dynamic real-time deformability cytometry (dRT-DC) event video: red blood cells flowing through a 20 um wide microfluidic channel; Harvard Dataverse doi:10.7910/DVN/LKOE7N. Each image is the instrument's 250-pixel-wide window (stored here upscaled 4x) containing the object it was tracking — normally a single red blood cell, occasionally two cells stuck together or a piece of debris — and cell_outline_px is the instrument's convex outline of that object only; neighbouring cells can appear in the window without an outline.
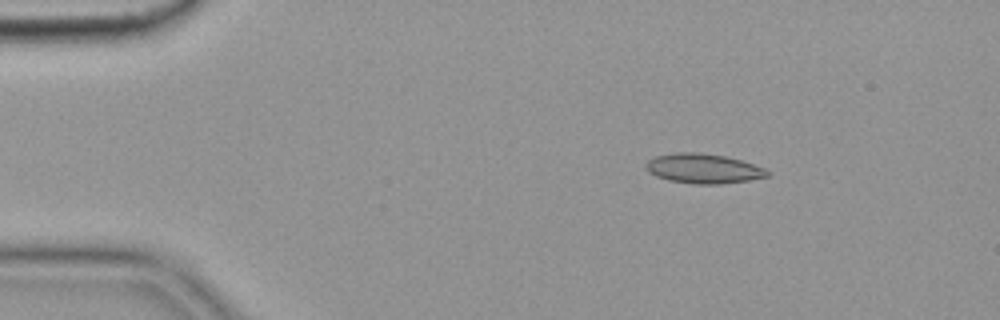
{"species": "common noctule bat (a hibernating species)", "species_latin": "Nyctalus noctula", "temperature_condition": "cold", "stored_images_in_passage": 54, "camera_frame_rate_fps": 3000, "um_per_image_px": 0.085, "animal": {"sex": "female", "body_mass_g": 19.9}, "frame": {"image": 1, "passage_image": 7, "time_ms": 2.0, "image_size_px": [1000, 320], "cell_outline_px": [[768, 176], [748, 180], [720, 184], [696, 184], [668, 180], [656, 176], [648, 172], [644, 168], [644, 164], [648, 160], [656, 156], [676, 152], [700, 152], [724, 156], [740, 160], [764, 168], [768, 172]], "centroid_in_image_um": [59.72, 14.32], "position_along_channel_um": 25.3, "area_um2": 20.92}}
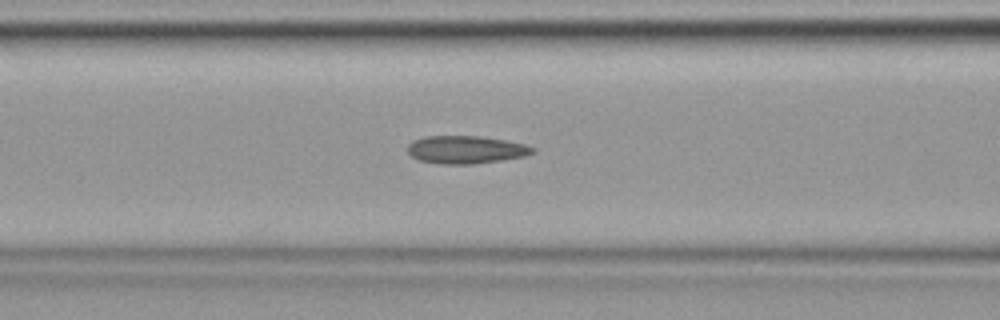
{"frame": {"image": 2, "passage_image": 21, "time_ms": 6.667, "image_size_px": [1000, 320], "cell_outline_px": [[536, 152], [524, 156], [500, 160], [472, 164], [436, 164], [420, 160], [412, 156], [408, 152], [408, 144], [412, 140], [424, 136], [480, 136], [504, 140], [524, 144], [536, 148]], "centroid_in_image_um": [39.58, 12.72], "position_along_channel_um": 127.0, "area_um2": 20.29}}
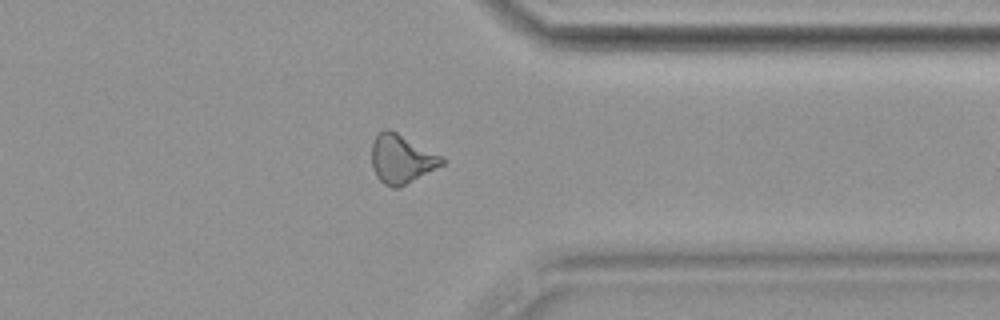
{"frame": {"image": 3, "passage_image": 42, "time_ms": 13.667, "image_size_px": [1000, 320], "cell_outline_px": [[448, 160], [444, 164], [400, 188], [392, 188], [384, 184], [376, 176], [372, 168], [372, 140], [384, 128], [388, 128], [396, 132]], "centroid_in_image_um": [34.11, 13.53], "position_along_channel_um": 377.3, "area_um2": 19.94}, "authors_computed_cell_mechanics": {"area_um2": 20.1433, "velocity_mm_per_s": 3.6423, "shape_relaxation_time_tau1_ms": null, "shape_relaxation_time_tau2_ms": 3.4762, "deformation_change_tau1": null, "deformation_change_tau2": 0.1141}}